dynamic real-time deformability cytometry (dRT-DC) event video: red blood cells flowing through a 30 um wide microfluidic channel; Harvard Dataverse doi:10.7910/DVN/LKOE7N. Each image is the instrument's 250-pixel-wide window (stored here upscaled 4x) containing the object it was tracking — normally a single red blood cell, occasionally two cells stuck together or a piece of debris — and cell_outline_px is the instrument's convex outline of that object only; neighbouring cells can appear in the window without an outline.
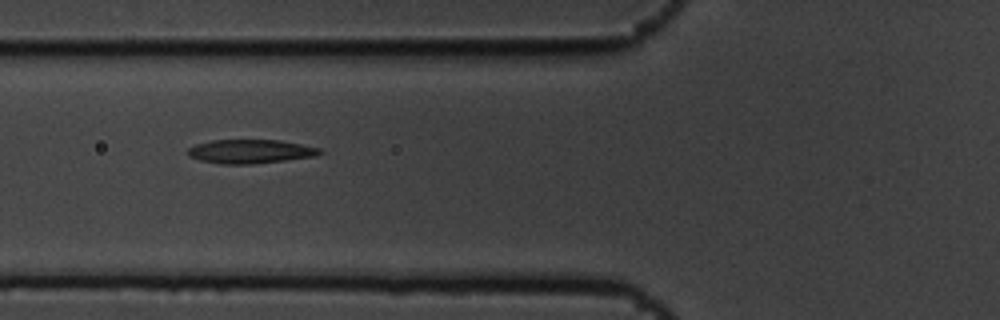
{"species": "common noctule bat (a hibernating species)", "species_latin": "Nyctalus noctula", "temperature_condition": "cold", "stored_images_in_passage": 7, "camera_frame_rate_fps": 3000, "um_per_image_px": 0.085, "animal": {"sex": "male", "body_mass_g": 19.5, "forearm_length_mm": 54.6}, "frame": {"image": 1, "passage_image": 6, "time_ms": 1.667, "image_size_px": [1000, 320], "cell_outline_px": [[324, 152], [316, 156], [252, 164], [220, 164], [200, 160], [188, 156], [188, 148], [196, 144], [212, 140], [280, 140], [320, 148]], "centroid_in_image_um": [21.28, 12.87], "position_along_channel_um": 104.5, "area_um2": 18.32}}
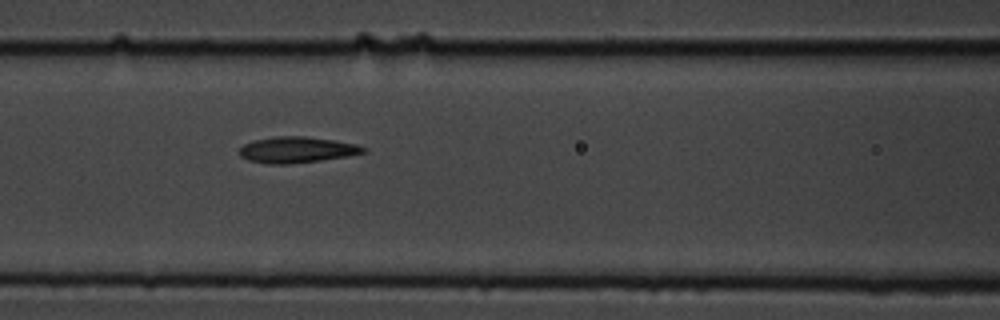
{"frame": {"image": 2, "passage_image": 7, "time_ms": 2.0, "image_size_px": [1000, 320], "cell_outline_px": [[368, 152], [348, 156], [320, 160], [288, 164], [268, 164], [248, 160], [240, 156], [236, 152], [244, 144], [252, 140], [276, 136], [304, 136], [332, 140], [356, 144], [368, 148]], "centroid_in_image_um": [25.21, 12.73], "position_along_channel_um": 141.4, "area_um2": 18.96}}